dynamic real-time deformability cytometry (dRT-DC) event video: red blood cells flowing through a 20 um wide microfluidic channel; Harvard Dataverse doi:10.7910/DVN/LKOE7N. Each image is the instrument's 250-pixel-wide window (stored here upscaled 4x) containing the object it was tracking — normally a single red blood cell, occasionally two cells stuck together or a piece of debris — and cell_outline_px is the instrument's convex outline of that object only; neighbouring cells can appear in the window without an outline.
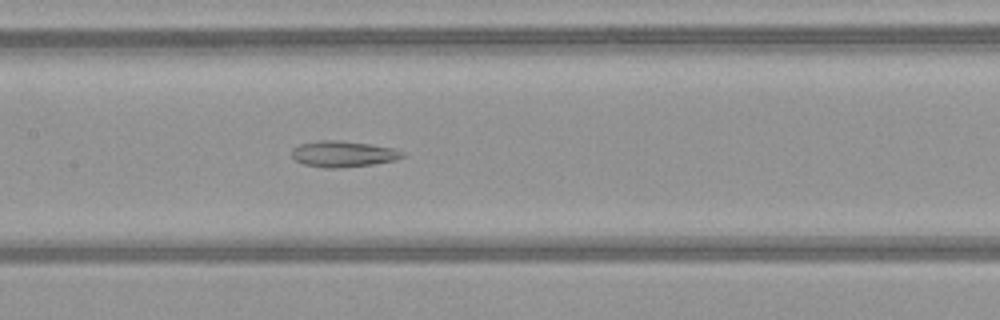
{"species": "common noctule bat (a hibernating species)", "species_latin": "Nyctalus noctula", "temperature_condition": "warm", "stored_images_in_passage": 51, "camera_frame_rate_fps": 3000, "um_per_image_px": 0.085, "animal": {"sex": "female", "body_mass_g": 21.9}, "frame": {"image": 1, "passage_image": 25, "time_ms": 8.0, "image_size_px": [1000, 320], "cell_outline_px": [[404, 156], [396, 160], [372, 164], [340, 168], [324, 168], [304, 164], [296, 160], [292, 156], [292, 148], [300, 144], [316, 140], [336, 140], [368, 144], [396, 148], [404, 152]], "centroid_in_image_um": [29.17, 13.08], "position_along_channel_um": 178.2, "area_um2": 16.82}}
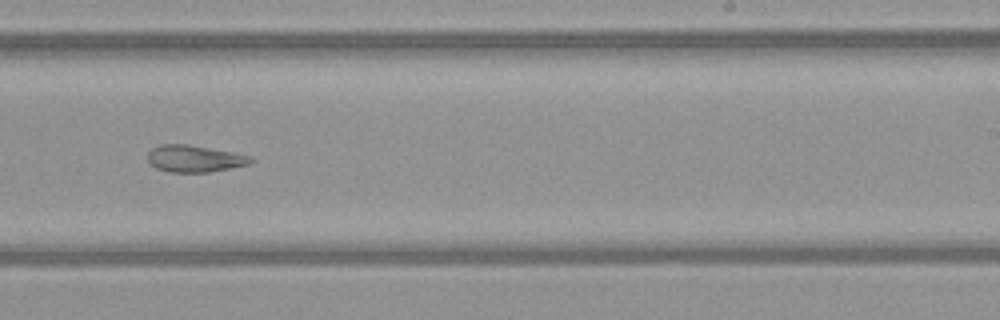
{"frame": {"image": 2, "passage_image": 32, "time_ms": 10.333, "image_size_px": [1000, 320], "cell_outline_px": [[256, 160], [248, 164], [208, 172], [168, 172], [156, 168], [148, 164], [148, 152], [152, 148], [160, 144], [188, 144], [232, 152], [252, 156]], "centroid_in_image_um": [16.5, 13.48], "position_along_channel_um": 272.5, "area_um2": 16.18}}
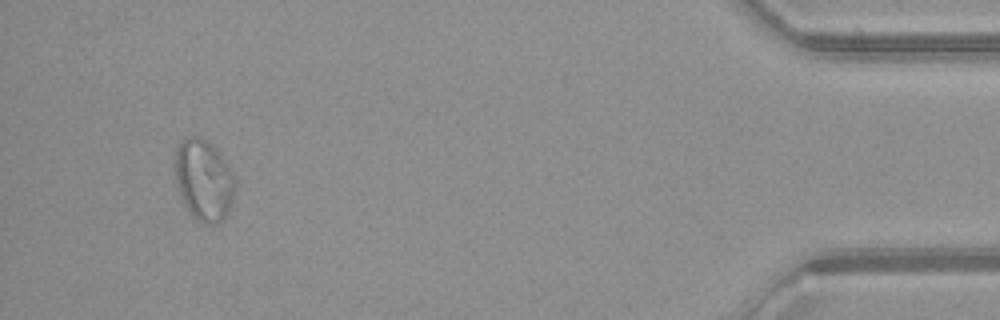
{"frame": {"image": 3, "passage_image": 48, "time_ms": 15.667, "image_size_px": [1000, 320], "cell_outline_px": [[236, 180], [228, 212], [216, 224], [204, 224], [196, 220], [188, 212], [180, 200], [176, 180], [176, 148], [184, 140], [192, 136], [196, 136], [204, 140], [220, 156], [232, 172]], "centroid_in_image_um": [17.29, 15.38], "position_along_channel_um": 417.9, "area_um2": 27.74}, "authors_computed_cell_mechanics": {"area_um2": 23.7558, "velocity_mm_per_s": 4.0504, "shape_relaxation_time_tau1_ms": null, "shape_relaxation_time_tau2_ms": 4.6955, "deformation_change_tau1": null, "deformation_change_tau2": 0.1176}}